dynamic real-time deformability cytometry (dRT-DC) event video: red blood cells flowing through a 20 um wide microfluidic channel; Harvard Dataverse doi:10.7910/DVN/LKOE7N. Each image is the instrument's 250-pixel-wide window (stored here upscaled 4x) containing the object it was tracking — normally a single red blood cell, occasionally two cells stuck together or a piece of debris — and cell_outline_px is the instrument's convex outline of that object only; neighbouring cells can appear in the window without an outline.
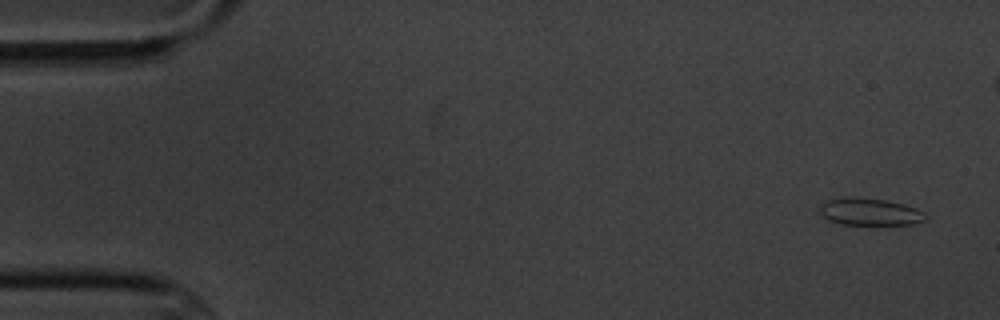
{"species": "common noctule bat (a hibernating species)", "species_latin": "Nyctalus noctula", "temperature_condition": "cold", "stored_images_in_passage": 6, "camera_frame_rate_fps": 3000, "um_per_image_px": 0.085, "animal": {"sex": "male", "body_mass_g": 20.1, "forearm_length_mm": 53.5}, "frame": {"image": 1, "passage_image": 1, "time_ms": 0.0, "image_size_px": [1000, 320], "cell_outline_px": [[924, 220], [912, 224], [840, 224], [828, 220], [820, 212], [820, 204], [828, 200], [884, 200], [916, 208], [924, 212]], "centroid_in_image_um": [73.95, 18.06], "position_along_channel_um": 11.1, "area_um2": 15.61}}